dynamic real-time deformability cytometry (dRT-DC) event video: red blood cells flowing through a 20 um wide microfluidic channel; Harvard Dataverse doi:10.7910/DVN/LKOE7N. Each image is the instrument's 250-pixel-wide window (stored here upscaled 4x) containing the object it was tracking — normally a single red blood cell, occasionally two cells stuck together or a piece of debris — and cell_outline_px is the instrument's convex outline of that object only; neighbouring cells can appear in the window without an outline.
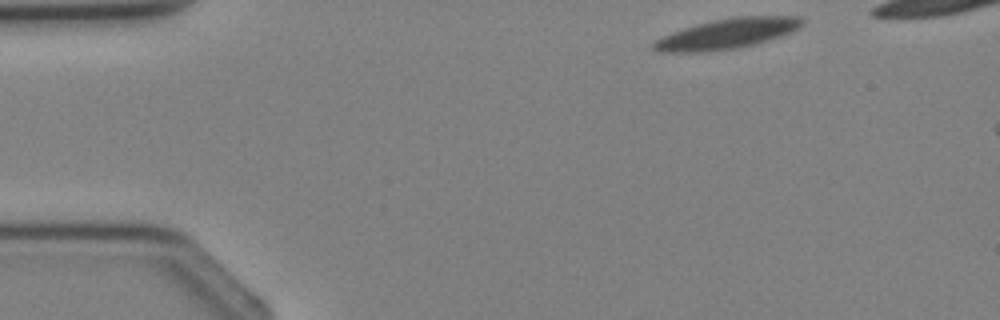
{"species": "Egyptian fruit bat (a non-hibernating species)", "species_latin": "Rousettus aegyptiacus", "temperature_condition": "cold", "stored_images_in_passage": 2, "camera_frame_rate_fps": 3000, "um_per_image_px": 0.085, "animal": {"sex": "female"}, "frame": {"image": 1, "passage_image": 2, "time_ms": 1.333, "image_size_px": [1000, 320], "cell_outline_px": [[804, 24], [792, 32], [756, 44], [736, 48], [700, 52], [660, 52], [652, 48], [652, 40], [672, 32], [696, 24], [732, 16], [800, 16], [804, 20]], "centroid_in_image_um": [61.8, 2.86], "position_along_channel_um": 23.2, "area_um2": 26.24}}